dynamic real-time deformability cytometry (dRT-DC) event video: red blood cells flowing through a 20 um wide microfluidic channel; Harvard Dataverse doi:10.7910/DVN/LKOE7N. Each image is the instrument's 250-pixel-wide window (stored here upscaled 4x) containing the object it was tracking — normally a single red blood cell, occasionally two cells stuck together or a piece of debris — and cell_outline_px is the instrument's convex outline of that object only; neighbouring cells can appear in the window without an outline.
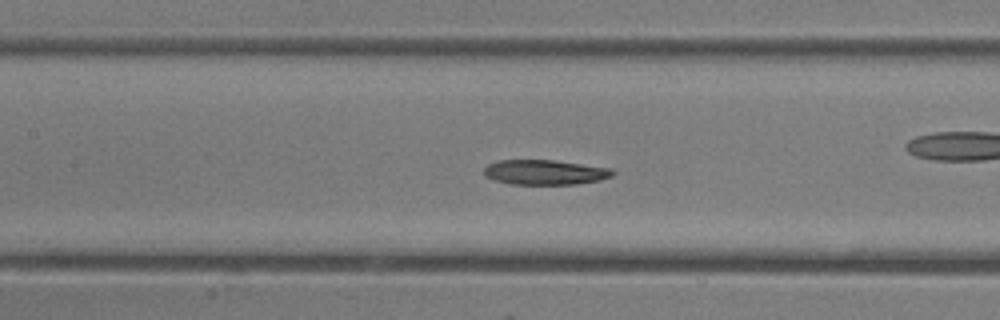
{"species": "common noctule bat (a hibernating species)", "species_latin": "Nyctalus noctula", "temperature_condition": "room temperature", "stored_images_in_passage": 39, "camera_frame_rate_fps": 3000, "um_per_image_px": 0.085, "animal": {"sex": "female"}, "frame": {"image": 1, "passage_image": 17, "time_ms": 5.333, "image_size_px": [1000, 320], "cell_outline_px": [[616, 172], [612, 176], [600, 180], [576, 184], [508, 184], [484, 176], [484, 168], [488, 164], [496, 160], [556, 160], [612, 168]], "centroid_in_image_um": [46.33, 14.63], "position_along_channel_um": 161.1, "area_um2": 18.84}}